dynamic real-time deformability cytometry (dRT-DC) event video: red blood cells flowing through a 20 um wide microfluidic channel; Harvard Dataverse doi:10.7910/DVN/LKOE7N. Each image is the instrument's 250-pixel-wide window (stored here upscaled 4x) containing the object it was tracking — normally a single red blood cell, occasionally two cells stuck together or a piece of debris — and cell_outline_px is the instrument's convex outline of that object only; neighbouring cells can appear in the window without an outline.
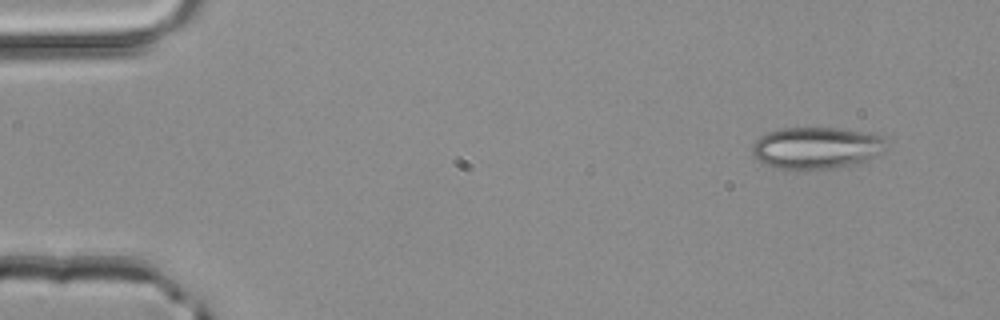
{"species": "common noctule bat (a hibernating species)", "species_latin": "Nyctalus noctula", "temperature_condition": "room temperature", "stored_images_in_passage": 4, "camera_frame_rate_fps": 3000, "um_per_image_px": 0.085, "animal": {"sex": "male", "body_mass_g": 20.4}, "frame": {"image": 1, "passage_image": 1, "time_ms": 0.0, "image_size_px": [1000, 320], "cell_outline_px": [[888, 140], [884, 152], [868, 160], [856, 164], [832, 168], [772, 168], [752, 156], [752, 144], [760, 136], [768, 132], [780, 128], [840, 128], [888, 136]], "centroid_in_image_um": [69.44, 12.55], "position_along_channel_um": 15.6, "area_um2": 32.95}}